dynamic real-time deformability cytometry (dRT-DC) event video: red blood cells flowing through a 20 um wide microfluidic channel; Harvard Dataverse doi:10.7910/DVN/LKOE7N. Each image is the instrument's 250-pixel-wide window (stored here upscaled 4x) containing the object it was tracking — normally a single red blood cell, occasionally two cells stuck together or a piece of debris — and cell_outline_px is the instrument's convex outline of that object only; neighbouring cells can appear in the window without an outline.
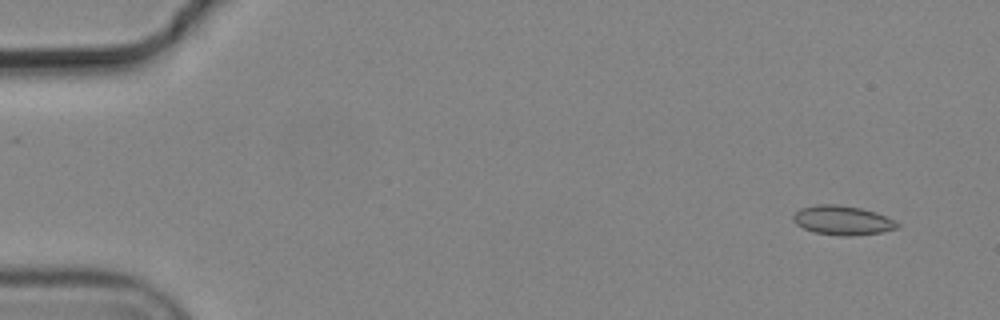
{"species": "common noctule bat (a hibernating species)", "species_latin": "Nyctalus noctula", "temperature_condition": "cold", "stored_images_in_passage": 5, "camera_frame_rate_fps": 3000, "um_per_image_px": 0.085, "animal": {"sex": "male", "body_mass_g": 19.2, "forearm_length_mm": 51.8}, "frame": {"image": 1, "passage_image": 1, "time_ms": 0.0, "image_size_px": [1000, 320], "cell_outline_px": [[900, 224], [896, 228], [880, 232], [852, 236], [844, 236], [816, 232], [804, 228], [796, 224], [792, 220], [792, 216], [800, 208], [816, 204], [836, 204], [860, 208], [876, 212]], "centroid_in_image_um": [71.57, 18.71], "position_along_channel_um": 13.4, "area_um2": 17.51}}
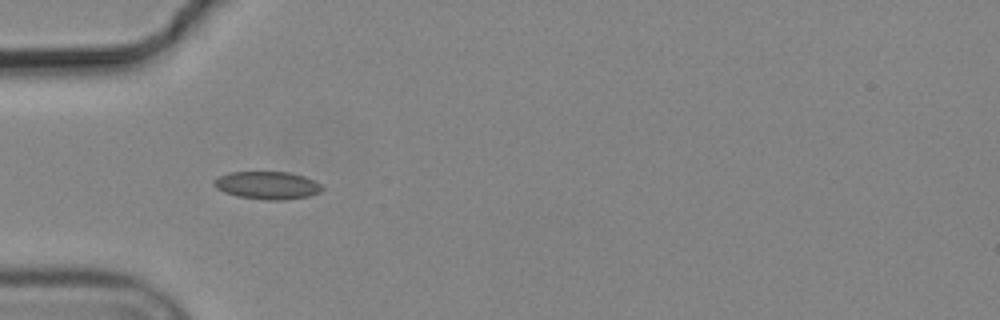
{"frame": {"image": 2, "passage_image": 4, "time_ms": 1.0, "image_size_px": [1000, 320], "cell_outline_px": [[324, 188], [320, 192], [308, 196], [284, 200], [264, 200], [236, 196], [224, 192], [216, 188], [212, 184], [212, 180], [228, 172], [288, 172], [304, 176], [320, 184]], "centroid_in_image_um": [22.69, 15.75], "position_along_channel_um": 62.3, "area_um2": 17.57}}
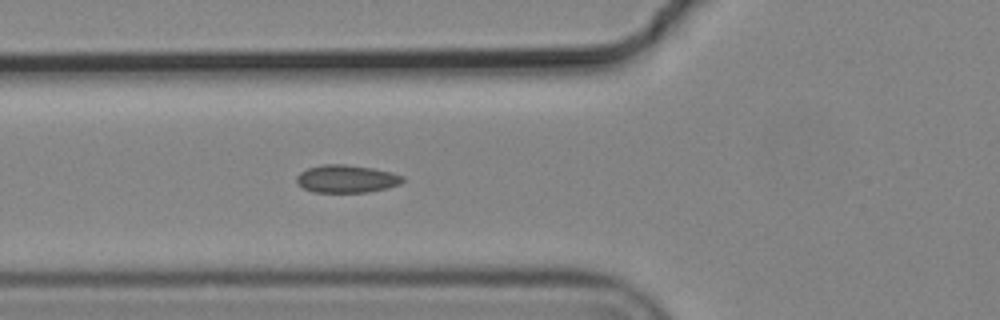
{"frame": {"image": 3, "passage_image": 5, "time_ms": 1.333, "image_size_px": [1000, 320], "cell_outline_px": [[404, 180], [400, 184], [388, 188], [368, 192], [312, 192], [304, 188], [296, 180], [296, 176], [300, 172], [308, 168], [324, 164], [344, 164], [372, 168], [392, 172], [404, 176]], "centroid_in_image_um": [29.48, 15.2], "position_along_channel_um": 96.3, "area_um2": 17.17}}